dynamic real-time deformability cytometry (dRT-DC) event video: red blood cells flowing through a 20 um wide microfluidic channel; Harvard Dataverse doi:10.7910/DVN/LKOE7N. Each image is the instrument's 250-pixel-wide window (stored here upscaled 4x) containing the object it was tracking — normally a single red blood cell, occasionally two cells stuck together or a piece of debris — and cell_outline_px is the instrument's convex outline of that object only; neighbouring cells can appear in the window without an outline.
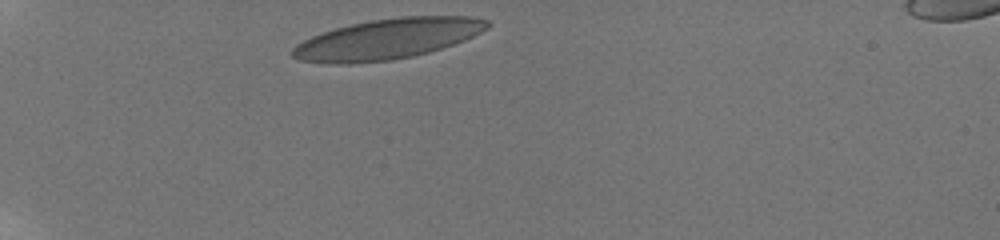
{"species": "human", "species_latin": "Homo sapiens", "temperature_condition": "room temperature", "stored_images_in_passage": 5, "camera_frame_rate_fps": 3000, "um_per_image_px": 0.085, "donor": {"sex": "male"}, "frame": {"image": 1, "passage_image": 1, "time_ms": 0.0, "image_size_px": [1000, 240], "cell_outline_px": [[492, 24], [488, 28], [464, 40], [428, 52], [412, 56], [392, 60], [348, 64], [328, 64], [300, 60], [292, 56], [292, 48], [296, 44], [312, 36], [336, 28], [352, 24], [372, 20], [400, 16], [472, 16], [488, 20]], "centroid_in_image_um": [32.94, 3.31], "position_along_channel_um": 52.1, "area_um2": 45.72}}